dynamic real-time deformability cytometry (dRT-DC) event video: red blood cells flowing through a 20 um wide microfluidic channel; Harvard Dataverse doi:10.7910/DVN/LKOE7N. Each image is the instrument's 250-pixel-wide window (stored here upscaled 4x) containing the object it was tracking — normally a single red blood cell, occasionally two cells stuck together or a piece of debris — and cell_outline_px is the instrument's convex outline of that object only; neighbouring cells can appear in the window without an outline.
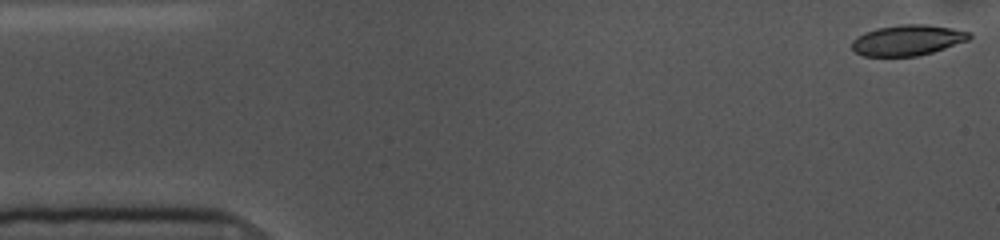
{"species": "common noctule bat (a hibernating species)", "species_latin": "Nyctalus noctula", "temperature_condition": "cold", "stored_images_in_passage": 54, "camera_frame_rate_fps": 3000, "um_per_image_px": 0.085, "animal": {"sex": "female", "body_mass_g": 10.0, "forearm_length_mm": 53.1}, "frame": {"image": 1, "passage_image": 1, "time_ms": 0.0, "image_size_px": [1000, 240], "cell_outline_px": [[972, 36], [968, 40], [932, 52], [916, 56], [864, 56], [856, 52], [852, 48], [852, 40], [856, 36], [864, 32], [876, 28], [900, 24], [928, 24], [952, 28], [972, 32]], "centroid_in_image_um": [77.13, 3.4], "position_along_channel_um": 7.9, "area_um2": 21.04}}
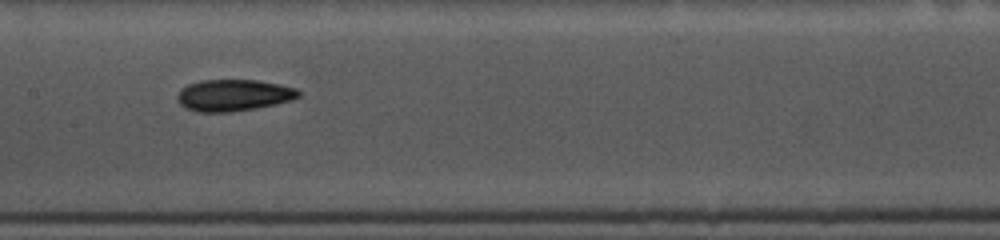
{"frame": {"image": 2, "passage_image": 25, "time_ms": 8.0, "image_size_px": [1000, 240], "cell_outline_px": [[300, 96], [292, 100], [252, 108], [228, 112], [200, 112], [184, 108], [176, 100], [176, 96], [180, 88], [188, 84], [200, 80], [256, 80], [280, 84], [296, 88], [300, 92]], "centroid_in_image_um": [19.8, 8.08], "position_along_channel_um": 187.6, "area_um2": 22.31}}
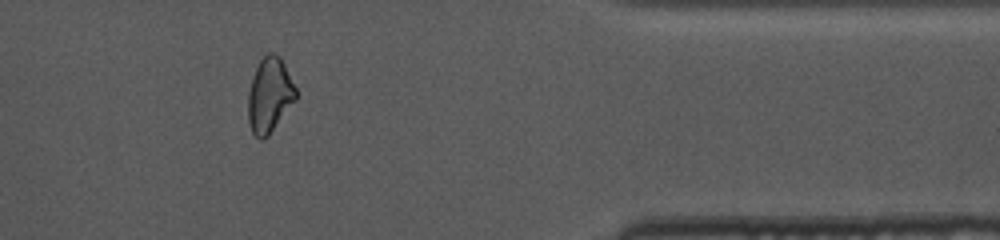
{"frame": {"image": 3, "passage_image": 44, "time_ms": 14.333, "image_size_px": [1000, 240], "cell_outline_px": [[296, 100], [268, 136], [260, 140], [252, 132], [248, 124], [248, 92], [252, 76], [260, 60], [268, 52], [272, 52], [280, 56], [296, 88]], "centroid_in_image_um": [22.9, 8.09], "position_along_channel_um": 388.5, "area_um2": 20.87}, "authors_computed_cell_mechanics": {"area_um2": 21.6172, "velocity_mm_per_s": 3.605, "shape_relaxation_time_tau1_ms": 6.1382, "shape_relaxation_time_tau2_ms": 5.5338, "deformation_change_tau1": 0.1376, "deformation_change_tau2": 0.1155}}